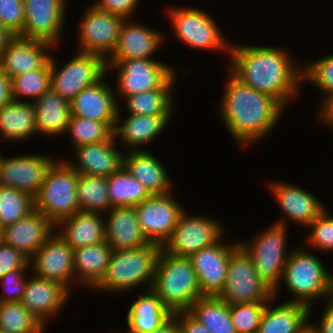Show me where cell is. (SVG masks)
Here are the masks:
<instances>
[{"label": "cell", "instance_id": "1", "mask_svg": "<svg viewBox=\"0 0 333 333\" xmlns=\"http://www.w3.org/2000/svg\"><path fill=\"white\" fill-rule=\"evenodd\" d=\"M280 48L232 43L227 69L242 84L271 95L287 108L300 94L303 65Z\"/></svg>", "mask_w": 333, "mask_h": 333}, {"label": "cell", "instance_id": "2", "mask_svg": "<svg viewBox=\"0 0 333 333\" xmlns=\"http://www.w3.org/2000/svg\"><path fill=\"white\" fill-rule=\"evenodd\" d=\"M227 76L219 113L236 143L247 147L270 133L285 107L271 95L242 84L229 71Z\"/></svg>", "mask_w": 333, "mask_h": 333}, {"label": "cell", "instance_id": "3", "mask_svg": "<svg viewBox=\"0 0 333 333\" xmlns=\"http://www.w3.org/2000/svg\"><path fill=\"white\" fill-rule=\"evenodd\" d=\"M308 249L307 246L292 248L281 283L289 294L294 295L286 302L303 304L310 309L311 314L315 299H332L333 273L331 274L320 258Z\"/></svg>", "mask_w": 333, "mask_h": 333}, {"label": "cell", "instance_id": "4", "mask_svg": "<svg viewBox=\"0 0 333 333\" xmlns=\"http://www.w3.org/2000/svg\"><path fill=\"white\" fill-rule=\"evenodd\" d=\"M161 250V245L149 243L134 249L113 251L105 276L92 290L113 294L129 292L139 285L146 286L144 291L151 289Z\"/></svg>", "mask_w": 333, "mask_h": 333}, {"label": "cell", "instance_id": "5", "mask_svg": "<svg viewBox=\"0 0 333 333\" xmlns=\"http://www.w3.org/2000/svg\"><path fill=\"white\" fill-rule=\"evenodd\" d=\"M151 290L173 314L188 311L203 297L196 272L186 257H177L161 250Z\"/></svg>", "mask_w": 333, "mask_h": 333}, {"label": "cell", "instance_id": "6", "mask_svg": "<svg viewBox=\"0 0 333 333\" xmlns=\"http://www.w3.org/2000/svg\"><path fill=\"white\" fill-rule=\"evenodd\" d=\"M79 173L65 160L57 161L49 169L34 199V209L54 225L80 210L77 197Z\"/></svg>", "mask_w": 333, "mask_h": 333}, {"label": "cell", "instance_id": "7", "mask_svg": "<svg viewBox=\"0 0 333 333\" xmlns=\"http://www.w3.org/2000/svg\"><path fill=\"white\" fill-rule=\"evenodd\" d=\"M283 224L276 223L267 227L246 243L239 244L251 256L259 277L274 291V299L279 293V285L283 277L285 264L292 249L287 247V230Z\"/></svg>", "mask_w": 333, "mask_h": 333}, {"label": "cell", "instance_id": "8", "mask_svg": "<svg viewBox=\"0 0 333 333\" xmlns=\"http://www.w3.org/2000/svg\"><path fill=\"white\" fill-rule=\"evenodd\" d=\"M109 70H118L114 91L117 97H123L122 100L152 89L173 88L178 78L173 66L154 58L117 59L107 65Z\"/></svg>", "mask_w": 333, "mask_h": 333}, {"label": "cell", "instance_id": "9", "mask_svg": "<svg viewBox=\"0 0 333 333\" xmlns=\"http://www.w3.org/2000/svg\"><path fill=\"white\" fill-rule=\"evenodd\" d=\"M167 15H169L175 39L182 41L190 48L226 51L229 55L231 43L224 38L215 20L205 10L174 6L168 9Z\"/></svg>", "mask_w": 333, "mask_h": 333}, {"label": "cell", "instance_id": "10", "mask_svg": "<svg viewBox=\"0 0 333 333\" xmlns=\"http://www.w3.org/2000/svg\"><path fill=\"white\" fill-rule=\"evenodd\" d=\"M217 297L228 305L268 302L274 291L259 277L251 256L239 245L229 257L226 281Z\"/></svg>", "mask_w": 333, "mask_h": 333}, {"label": "cell", "instance_id": "11", "mask_svg": "<svg viewBox=\"0 0 333 333\" xmlns=\"http://www.w3.org/2000/svg\"><path fill=\"white\" fill-rule=\"evenodd\" d=\"M51 53V88L70 103L83 89L99 82L107 71V60L97 54L78 52L62 67Z\"/></svg>", "mask_w": 333, "mask_h": 333}, {"label": "cell", "instance_id": "12", "mask_svg": "<svg viewBox=\"0 0 333 333\" xmlns=\"http://www.w3.org/2000/svg\"><path fill=\"white\" fill-rule=\"evenodd\" d=\"M224 228L212 216L189 215L185 210L162 249L170 255L189 258L202 248L216 244L225 237Z\"/></svg>", "mask_w": 333, "mask_h": 333}, {"label": "cell", "instance_id": "13", "mask_svg": "<svg viewBox=\"0 0 333 333\" xmlns=\"http://www.w3.org/2000/svg\"><path fill=\"white\" fill-rule=\"evenodd\" d=\"M82 15L78 29V52L101 55L107 60L118 45L125 18L100 11L94 5Z\"/></svg>", "mask_w": 333, "mask_h": 333}, {"label": "cell", "instance_id": "14", "mask_svg": "<svg viewBox=\"0 0 333 333\" xmlns=\"http://www.w3.org/2000/svg\"><path fill=\"white\" fill-rule=\"evenodd\" d=\"M172 194L173 191L163 195H150L134 206L141 231L149 243L163 247L174 232L180 215L185 211Z\"/></svg>", "mask_w": 333, "mask_h": 333}, {"label": "cell", "instance_id": "15", "mask_svg": "<svg viewBox=\"0 0 333 333\" xmlns=\"http://www.w3.org/2000/svg\"><path fill=\"white\" fill-rule=\"evenodd\" d=\"M23 3L25 21L17 36L59 46L67 15L66 0H23Z\"/></svg>", "mask_w": 333, "mask_h": 333}, {"label": "cell", "instance_id": "16", "mask_svg": "<svg viewBox=\"0 0 333 333\" xmlns=\"http://www.w3.org/2000/svg\"><path fill=\"white\" fill-rule=\"evenodd\" d=\"M55 162L53 156L41 154H24L7 158L1 156L0 184L23 191L34 198Z\"/></svg>", "mask_w": 333, "mask_h": 333}, {"label": "cell", "instance_id": "17", "mask_svg": "<svg viewBox=\"0 0 333 333\" xmlns=\"http://www.w3.org/2000/svg\"><path fill=\"white\" fill-rule=\"evenodd\" d=\"M30 267L35 276L61 282L69 290L75 285L74 250L56 231L30 259Z\"/></svg>", "mask_w": 333, "mask_h": 333}, {"label": "cell", "instance_id": "18", "mask_svg": "<svg viewBox=\"0 0 333 333\" xmlns=\"http://www.w3.org/2000/svg\"><path fill=\"white\" fill-rule=\"evenodd\" d=\"M227 243L222 237L216 244L202 248L189 257L202 296H218L224 287L229 257L240 245L238 240Z\"/></svg>", "mask_w": 333, "mask_h": 333}, {"label": "cell", "instance_id": "19", "mask_svg": "<svg viewBox=\"0 0 333 333\" xmlns=\"http://www.w3.org/2000/svg\"><path fill=\"white\" fill-rule=\"evenodd\" d=\"M269 191L276 199L284 216L277 219L276 223L288 227V220L307 227L326 207L314 194L294 184L276 181L270 182Z\"/></svg>", "mask_w": 333, "mask_h": 333}, {"label": "cell", "instance_id": "20", "mask_svg": "<svg viewBox=\"0 0 333 333\" xmlns=\"http://www.w3.org/2000/svg\"><path fill=\"white\" fill-rule=\"evenodd\" d=\"M32 275L27 278L20 302L46 327L62 311L71 290L61 282Z\"/></svg>", "mask_w": 333, "mask_h": 333}, {"label": "cell", "instance_id": "21", "mask_svg": "<svg viewBox=\"0 0 333 333\" xmlns=\"http://www.w3.org/2000/svg\"><path fill=\"white\" fill-rule=\"evenodd\" d=\"M145 24L125 19L119 35L118 45L107 59V65L117 59H150L159 48L164 45V33Z\"/></svg>", "mask_w": 333, "mask_h": 333}, {"label": "cell", "instance_id": "22", "mask_svg": "<svg viewBox=\"0 0 333 333\" xmlns=\"http://www.w3.org/2000/svg\"><path fill=\"white\" fill-rule=\"evenodd\" d=\"M54 231L55 225L34 209L25 218L1 229V241L31 259Z\"/></svg>", "mask_w": 333, "mask_h": 333}, {"label": "cell", "instance_id": "23", "mask_svg": "<svg viewBox=\"0 0 333 333\" xmlns=\"http://www.w3.org/2000/svg\"><path fill=\"white\" fill-rule=\"evenodd\" d=\"M54 48L48 42L15 35L0 54V69L10 79L38 69L50 58L48 52Z\"/></svg>", "mask_w": 333, "mask_h": 333}, {"label": "cell", "instance_id": "24", "mask_svg": "<svg viewBox=\"0 0 333 333\" xmlns=\"http://www.w3.org/2000/svg\"><path fill=\"white\" fill-rule=\"evenodd\" d=\"M83 89L70 102L71 115L100 122H116L119 103L114 89L104 81ZM117 99V100H116Z\"/></svg>", "mask_w": 333, "mask_h": 333}, {"label": "cell", "instance_id": "25", "mask_svg": "<svg viewBox=\"0 0 333 333\" xmlns=\"http://www.w3.org/2000/svg\"><path fill=\"white\" fill-rule=\"evenodd\" d=\"M116 139L73 148L77 163L65 161L79 174L110 177L123 166V153L117 149Z\"/></svg>", "mask_w": 333, "mask_h": 333}, {"label": "cell", "instance_id": "26", "mask_svg": "<svg viewBox=\"0 0 333 333\" xmlns=\"http://www.w3.org/2000/svg\"><path fill=\"white\" fill-rule=\"evenodd\" d=\"M120 108L114 128V138L122 142L129 150H144L155 137L166 129L173 115H131L121 120ZM121 139V140H120ZM141 147V148H140Z\"/></svg>", "mask_w": 333, "mask_h": 333}, {"label": "cell", "instance_id": "27", "mask_svg": "<svg viewBox=\"0 0 333 333\" xmlns=\"http://www.w3.org/2000/svg\"><path fill=\"white\" fill-rule=\"evenodd\" d=\"M104 221L105 240L113 251L134 249L149 244L143 235L134 206L113 207Z\"/></svg>", "mask_w": 333, "mask_h": 333}, {"label": "cell", "instance_id": "28", "mask_svg": "<svg viewBox=\"0 0 333 333\" xmlns=\"http://www.w3.org/2000/svg\"><path fill=\"white\" fill-rule=\"evenodd\" d=\"M127 152L123 154V167L144 185L150 195H163L174 191L171 189L173 186L166 168L153 153L145 149Z\"/></svg>", "mask_w": 333, "mask_h": 333}, {"label": "cell", "instance_id": "29", "mask_svg": "<svg viewBox=\"0 0 333 333\" xmlns=\"http://www.w3.org/2000/svg\"><path fill=\"white\" fill-rule=\"evenodd\" d=\"M102 214L79 210L57 223L55 231L58 230L57 233L73 250L101 243L105 241Z\"/></svg>", "mask_w": 333, "mask_h": 333}, {"label": "cell", "instance_id": "30", "mask_svg": "<svg viewBox=\"0 0 333 333\" xmlns=\"http://www.w3.org/2000/svg\"><path fill=\"white\" fill-rule=\"evenodd\" d=\"M172 317L173 313L161 299L151 289L146 290L129 307L126 317L128 332L125 333H150Z\"/></svg>", "mask_w": 333, "mask_h": 333}, {"label": "cell", "instance_id": "31", "mask_svg": "<svg viewBox=\"0 0 333 333\" xmlns=\"http://www.w3.org/2000/svg\"><path fill=\"white\" fill-rule=\"evenodd\" d=\"M37 134L56 136L65 134L71 117L70 103L52 88L33 102Z\"/></svg>", "mask_w": 333, "mask_h": 333}, {"label": "cell", "instance_id": "32", "mask_svg": "<svg viewBox=\"0 0 333 333\" xmlns=\"http://www.w3.org/2000/svg\"><path fill=\"white\" fill-rule=\"evenodd\" d=\"M113 249L105 241L74 250L75 282L94 288L105 276Z\"/></svg>", "mask_w": 333, "mask_h": 333}, {"label": "cell", "instance_id": "33", "mask_svg": "<svg viewBox=\"0 0 333 333\" xmlns=\"http://www.w3.org/2000/svg\"><path fill=\"white\" fill-rule=\"evenodd\" d=\"M272 301L266 303L257 333H298L309 321L310 309L305 305L283 301L272 306Z\"/></svg>", "mask_w": 333, "mask_h": 333}, {"label": "cell", "instance_id": "34", "mask_svg": "<svg viewBox=\"0 0 333 333\" xmlns=\"http://www.w3.org/2000/svg\"><path fill=\"white\" fill-rule=\"evenodd\" d=\"M36 133L33 102L12 99L0 108V141L24 142Z\"/></svg>", "mask_w": 333, "mask_h": 333}, {"label": "cell", "instance_id": "35", "mask_svg": "<svg viewBox=\"0 0 333 333\" xmlns=\"http://www.w3.org/2000/svg\"><path fill=\"white\" fill-rule=\"evenodd\" d=\"M188 312L211 333H236L229 305L217 296H203L196 300Z\"/></svg>", "mask_w": 333, "mask_h": 333}, {"label": "cell", "instance_id": "36", "mask_svg": "<svg viewBox=\"0 0 333 333\" xmlns=\"http://www.w3.org/2000/svg\"><path fill=\"white\" fill-rule=\"evenodd\" d=\"M76 191L80 211L101 214L112 208L108 194V177L79 174Z\"/></svg>", "mask_w": 333, "mask_h": 333}, {"label": "cell", "instance_id": "37", "mask_svg": "<svg viewBox=\"0 0 333 333\" xmlns=\"http://www.w3.org/2000/svg\"><path fill=\"white\" fill-rule=\"evenodd\" d=\"M108 194L111 207L136 206L150 194L123 166L108 177Z\"/></svg>", "mask_w": 333, "mask_h": 333}, {"label": "cell", "instance_id": "38", "mask_svg": "<svg viewBox=\"0 0 333 333\" xmlns=\"http://www.w3.org/2000/svg\"><path fill=\"white\" fill-rule=\"evenodd\" d=\"M174 88L152 89L125 98V106L131 115H173Z\"/></svg>", "mask_w": 333, "mask_h": 333}, {"label": "cell", "instance_id": "39", "mask_svg": "<svg viewBox=\"0 0 333 333\" xmlns=\"http://www.w3.org/2000/svg\"><path fill=\"white\" fill-rule=\"evenodd\" d=\"M10 87L13 100L24 101L25 97L30 102L37 100L51 88V55L40 68L12 77Z\"/></svg>", "mask_w": 333, "mask_h": 333}, {"label": "cell", "instance_id": "40", "mask_svg": "<svg viewBox=\"0 0 333 333\" xmlns=\"http://www.w3.org/2000/svg\"><path fill=\"white\" fill-rule=\"evenodd\" d=\"M116 122H100L71 115L65 134H70L72 148L110 141Z\"/></svg>", "mask_w": 333, "mask_h": 333}, {"label": "cell", "instance_id": "41", "mask_svg": "<svg viewBox=\"0 0 333 333\" xmlns=\"http://www.w3.org/2000/svg\"><path fill=\"white\" fill-rule=\"evenodd\" d=\"M0 329L7 333H42L45 326L21 302H0Z\"/></svg>", "mask_w": 333, "mask_h": 333}, {"label": "cell", "instance_id": "42", "mask_svg": "<svg viewBox=\"0 0 333 333\" xmlns=\"http://www.w3.org/2000/svg\"><path fill=\"white\" fill-rule=\"evenodd\" d=\"M33 210V197L23 191L0 185V229L25 218Z\"/></svg>", "mask_w": 333, "mask_h": 333}, {"label": "cell", "instance_id": "43", "mask_svg": "<svg viewBox=\"0 0 333 333\" xmlns=\"http://www.w3.org/2000/svg\"><path fill=\"white\" fill-rule=\"evenodd\" d=\"M267 302L229 305L236 333H257Z\"/></svg>", "mask_w": 333, "mask_h": 333}, {"label": "cell", "instance_id": "44", "mask_svg": "<svg viewBox=\"0 0 333 333\" xmlns=\"http://www.w3.org/2000/svg\"><path fill=\"white\" fill-rule=\"evenodd\" d=\"M309 63V64H308ZM303 66L302 81H308L326 96L333 93V54Z\"/></svg>", "mask_w": 333, "mask_h": 333}, {"label": "cell", "instance_id": "45", "mask_svg": "<svg viewBox=\"0 0 333 333\" xmlns=\"http://www.w3.org/2000/svg\"><path fill=\"white\" fill-rule=\"evenodd\" d=\"M311 228L306 240V244L312 249L320 252H333V216L327 209L318 215L308 226Z\"/></svg>", "mask_w": 333, "mask_h": 333}, {"label": "cell", "instance_id": "46", "mask_svg": "<svg viewBox=\"0 0 333 333\" xmlns=\"http://www.w3.org/2000/svg\"><path fill=\"white\" fill-rule=\"evenodd\" d=\"M23 0H0V24L18 35L24 26Z\"/></svg>", "mask_w": 333, "mask_h": 333}, {"label": "cell", "instance_id": "47", "mask_svg": "<svg viewBox=\"0 0 333 333\" xmlns=\"http://www.w3.org/2000/svg\"><path fill=\"white\" fill-rule=\"evenodd\" d=\"M29 269H18L13 272H9L3 277L0 278V284L4 288L5 292L0 294V302H20L25 286L26 281L25 276L26 271Z\"/></svg>", "mask_w": 333, "mask_h": 333}, {"label": "cell", "instance_id": "48", "mask_svg": "<svg viewBox=\"0 0 333 333\" xmlns=\"http://www.w3.org/2000/svg\"><path fill=\"white\" fill-rule=\"evenodd\" d=\"M18 269H31L30 259L11 245L0 241V278Z\"/></svg>", "mask_w": 333, "mask_h": 333}, {"label": "cell", "instance_id": "49", "mask_svg": "<svg viewBox=\"0 0 333 333\" xmlns=\"http://www.w3.org/2000/svg\"><path fill=\"white\" fill-rule=\"evenodd\" d=\"M98 1V2H97ZM93 5L100 11L109 12L125 19L134 18L133 13L141 0H97Z\"/></svg>", "mask_w": 333, "mask_h": 333}, {"label": "cell", "instance_id": "50", "mask_svg": "<svg viewBox=\"0 0 333 333\" xmlns=\"http://www.w3.org/2000/svg\"><path fill=\"white\" fill-rule=\"evenodd\" d=\"M173 316L175 317L179 333H211L188 311L176 312Z\"/></svg>", "mask_w": 333, "mask_h": 333}, {"label": "cell", "instance_id": "51", "mask_svg": "<svg viewBox=\"0 0 333 333\" xmlns=\"http://www.w3.org/2000/svg\"><path fill=\"white\" fill-rule=\"evenodd\" d=\"M318 323L313 325L318 329L319 333H333V298L328 300L321 314Z\"/></svg>", "mask_w": 333, "mask_h": 333}, {"label": "cell", "instance_id": "52", "mask_svg": "<svg viewBox=\"0 0 333 333\" xmlns=\"http://www.w3.org/2000/svg\"><path fill=\"white\" fill-rule=\"evenodd\" d=\"M319 106L318 120L329 125L333 130V93L323 97Z\"/></svg>", "mask_w": 333, "mask_h": 333}, {"label": "cell", "instance_id": "53", "mask_svg": "<svg viewBox=\"0 0 333 333\" xmlns=\"http://www.w3.org/2000/svg\"><path fill=\"white\" fill-rule=\"evenodd\" d=\"M11 100L10 78L0 69V108Z\"/></svg>", "mask_w": 333, "mask_h": 333}, {"label": "cell", "instance_id": "54", "mask_svg": "<svg viewBox=\"0 0 333 333\" xmlns=\"http://www.w3.org/2000/svg\"><path fill=\"white\" fill-rule=\"evenodd\" d=\"M14 37L15 35L9 29L0 24V54Z\"/></svg>", "mask_w": 333, "mask_h": 333}, {"label": "cell", "instance_id": "55", "mask_svg": "<svg viewBox=\"0 0 333 333\" xmlns=\"http://www.w3.org/2000/svg\"><path fill=\"white\" fill-rule=\"evenodd\" d=\"M150 333H179L175 317L173 316L165 325Z\"/></svg>", "mask_w": 333, "mask_h": 333}, {"label": "cell", "instance_id": "56", "mask_svg": "<svg viewBox=\"0 0 333 333\" xmlns=\"http://www.w3.org/2000/svg\"><path fill=\"white\" fill-rule=\"evenodd\" d=\"M298 333H319V331L313 325V323H311V321H309Z\"/></svg>", "mask_w": 333, "mask_h": 333}, {"label": "cell", "instance_id": "57", "mask_svg": "<svg viewBox=\"0 0 333 333\" xmlns=\"http://www.w3.org/2000/svg\"><path fill=\"white\" fill-rule=\"evenodd\" d=\"M0 333H7V332H5V331H3V330L0 329Z\"/></svg>", "mask_w": 333, "mask_h": 333}]
</instances>
